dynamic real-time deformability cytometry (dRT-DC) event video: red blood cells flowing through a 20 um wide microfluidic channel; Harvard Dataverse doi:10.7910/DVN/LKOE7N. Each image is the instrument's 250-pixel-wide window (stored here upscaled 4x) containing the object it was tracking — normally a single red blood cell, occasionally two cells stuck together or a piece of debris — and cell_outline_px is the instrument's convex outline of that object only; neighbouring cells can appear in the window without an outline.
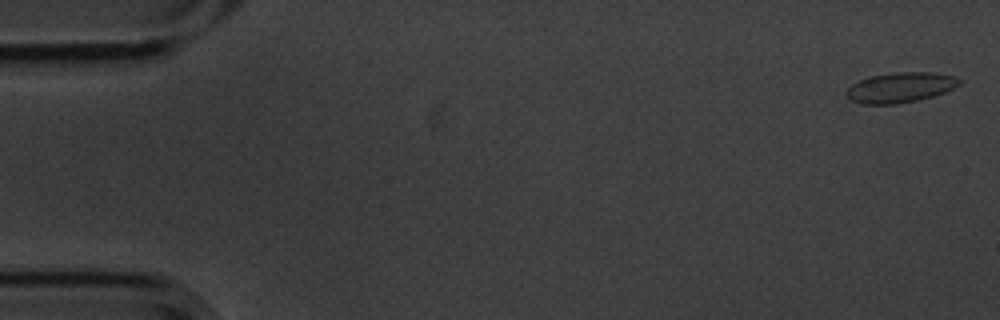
{"species": "common noctule bat (a hibernating species)", "species_latin": "Nyctalus noctula", "temperature_condition": "cold", "stored_images_in_passage": 6, "camera_frame_rate_fps": 3000, "um_per_image_px": 0.085, "animal": {"sex": "male", "body_mass_g": 20.1, "forearm_length_mm": 53.5}, "frame": {"image": 1, "passage_image": 1, "time_ms": 0.0, "image_size_px": [1000, 320], "cell_outline_px": [[964, 80], [960, 84], [944, 92], [932, 96], [916, 100], [896, 104], [860, 104], [852, 100], [844, 92], [852, 84], [868, 76], [896, 72], [932, 72], [952, 76]], "centroid_in_image_um": [76.51, 7.43], "position_along_channel_um": 8.5, "area_um2": 19.77}}
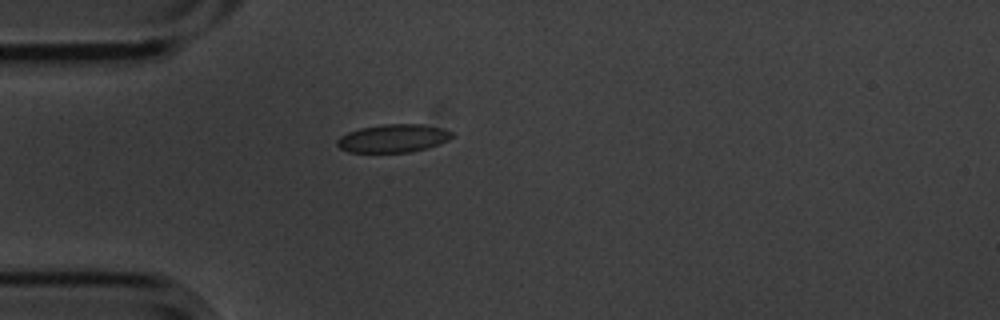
{"frame": {"image": 2, "passage_image": 5, "time_ms": 1.333, "image_size_px": [1000, 320], "cell_outline_px": [[452, 136], [448, 140], [440, 144], [428, 148], [408, 152], [348, 152], [340, 148], [336, 144], [336, 140], [340, 136], [348, 132], [360, 128], [384, 124], [420, 124], [440, 128], [452, 132]], "centroid_in_image_um": [33.39, 11.76], "position_along_channel_um": 51.6, "area_um2": 18.73}}